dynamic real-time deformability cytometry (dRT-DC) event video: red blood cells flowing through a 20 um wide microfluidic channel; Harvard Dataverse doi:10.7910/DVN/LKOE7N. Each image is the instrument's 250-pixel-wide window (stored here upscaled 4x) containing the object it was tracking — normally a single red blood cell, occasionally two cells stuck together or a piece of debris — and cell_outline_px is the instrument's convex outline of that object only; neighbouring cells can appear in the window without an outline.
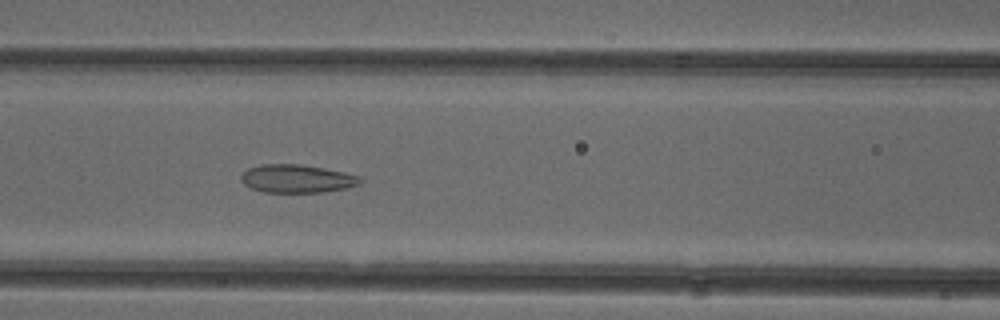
{"species": "common noctule bat (a hibernating species)", "species_latin": "Nyctalus noctula", "temperature_condition": "cold", "stored_images_in_passage": 51, "camera_frame_rate_fps": 3000, "um_per_image_px": 0.085, "animal": {"sex": "female"}, "frame": {"image": 1, "passage_image": 21, "time_ms": 6.667, "image_size_px": [1000, 320], "cell_outline_px": [[364, 180], [360, 184], [344, 188], [324, 192], [264, 192], [252, 188], [244, 184], [240, 180], [240, 176], [248, 168], [260, 164], [300, 164], [324, 168], [344, 172], [360, 176]], "centroid_in_image_um": [25.24, 15.18], "position_along_channel_um": 141.4, "area_um2": 19.59}}
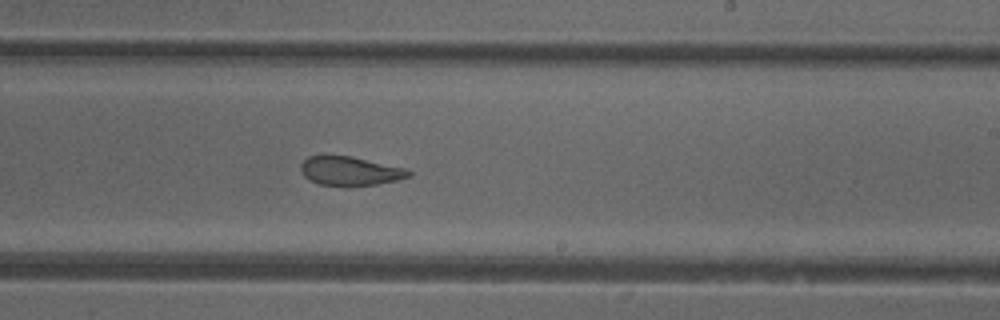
{"frame": {"image": 2, "passage_image": 30, "time_ms": 9.667, "image_size_px": [1000, 320], "cell_outline_px": [[412, 176], [396, 180], [376, 184], [320, 184], [308, 180], [300, 172], [300, 164], [308, 156], [324, 152], [352, 156], [404, 168], [412, 172]], "centroid_in_image_um": [29.67, 14.46], "position_along_channel_um": 259.3, "area_um2": 18.38}}
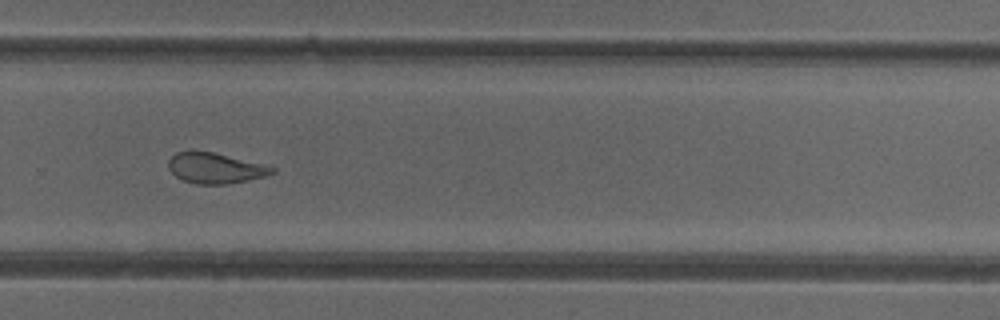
{"frame": {"image": 3, "passage_image": 34, "time_ms": 11.0, "image_size_px": [1000, 320], "cell_outline_px": [[276, 172], [264, 176], [248, 180], [228, 184], [196, 184], [184, 180], [176, 176], [168, 168], [168, 160], [176, 152], [212, 152], [264, 164], [276, 168]], "centroid_in_image_um": [18.32, 14.3], "position_along_channel_um": 311.5, "area_um2": 18.21}, "authors_computed_cell_mechanics": {"area_um2": 21.386, "velocity_mm_per_s": 3.9415, "shape_relaxation_time_tau1_ms": null, "shape_relaxation_time_tau2_ms": 1.8226, "deformation_change_tau1": null, "deformation_change_tau2": 0.0955}}